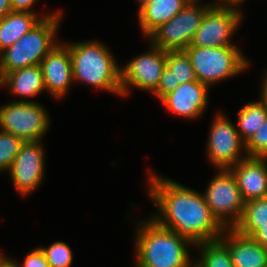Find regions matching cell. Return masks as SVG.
Wrapping results in <instances>:
<instances>
[{
	"mask_svg": "<svg viewBox=\"0 0 267 267\" xmlns=\"http://www.w3.org/2000/svg\"><path fill=\"white\" fill-rule=\"evenodd\" d=\"M148 175L151 186L147 192L159 210L151 218L193 246L220 238L226 228L212 214L204 195L172 179Z\"/></svg>",
	"mask_w": 267,
	"mask_h": 267,
	"instance_id": "1",
	"label": "cell"
},
{
	"mask_svg": "<svg viewBox=\"0 0 267 267\" xmlns=\"http://www.w3.org/2000/svg\"><path fill=\"white\" fill-rule=\"evenodd\" d=\"M139 226L135 233V267H194L187 249L193 244L188 239L151 217Z\"/></svg>",
	"mask_w": 267,
	"mask_h": 267,
	"instance_id": "2",
	"label": "cell"
},
{
	"mask_svg": "<svg viewBox=\"0 0 267 267\" xmlns=\"http://www.w3.org/2000/svg\"><path fill=\"white\" fill-rule=\"evenodd\" d=\"M73 80L121 95V67L108 48L97 41L68 44Z\"/></svg>",
	"mask_w": 267,
	"mask_h": 267,
	"instance_id": "3",
	"label": "cell"
},
{
	"mask_svg": "<svg viewBox=\"0 0 267 267\" xmlns=\"http://www.w3.org/2000/svg\"><path fill=\"white\" fill-rule=\"evenodd\" d=\"M62 13H51L28 33L0 53V79L9 72L40 65L43 58L58 44L54 40Z\"/></svg>",
	"mask_w": 267,
	"mask_h": 267,
	"instance_id": "4",
	"label": "cell"
},
{
	"mask_svg": "<svg viewBox=\"0 0 267 267\" xmlns=\"http://www.w3.org/2000/svg\"><path fill=\"white\" fill-rule=\"evenodd\" d=\"M184 51L191 61L197 80L208 87L242 73L249 64L237 46H189Z\"/></svg>",
	"mask_w": 267,
	"mask_h": 267,
	"instance_id": "5",
	"label": "cell"
},
{
	"mask_svg": "<svg viewBox=\"0 0 267 267\" xmlns=\"http://www.w3.org/2000/svg\"><path fill=\"white\" fill-rule=\"evenodd\" d=\"M191 0L168 22L160 25L147 38L158 48L169 51H184L188 48L200 27L206 10L212 5H199Z\"/></svg>",
	"mask_w": 267,
	"mask_h": 267,
	"instance_id": "6",
	"label": "cell"
},
{
	"mask_svg": "<svg viewBox=\"0 0 267 267\" xmlns=\"http://www.w3.org/2000/svg\"><path fill=\"white\" fill-rule=\"evenodd\" d=\"M49 123L46 110L35 101L18 100L0 107V130L12 133L23 142L41 141Z\"/></svg>",
	"mask_w": 267,
	"mask_h": 267,
	"instance_id": "7",
	"label": "cell"
},
{
	"mask_svg": "<svg viewBox=\"0 0 267 267\" xmlns=\"http://www.w3.org/2000/svg\"><path fill=\"white\" fill-rule=\"evenodd\" d=\"M218 172L203 195L218 221L225 228H233L243 214L245 200L231 170L218 169Z\"/></svg>",
	"mask_w": 267,
	"mask_h": 267,
	"instance_id": "8",
	"label": "cell"
},
{
	"mask_svg": "<svg viewBox=\"0 0 267 267\" xmlns=\"http://www.w3.org/2000/svg\"><path fill=\"white\" fill-rule=\"evenodd\" d=\"M236 128L223 114H216L206 148L208 159L217 169H230L247 157L240 154L245 143Z\"/></svg>",
	"mask_w": 267,
	"mask_h": 267,
	"instance_id": "9",
	"label": "cell"
},
{
	"mask_svg": "<svg viewBox=\"0 0 267 267\" xmlns=\"http://www.w3.org/2000/svg\"><path fill=\"white\" fill-rule=\"evenodd\" d=\"M241 10L211 5L205 12L190 46L223 47L235 46L230 37L241 22Z\"/></svg>",
	"mask_w": 267,
	"mask_h": 267,
	"instance_id": "10",
	"label": "cell"
},
{
	"mask_svg": "<svg viewBox=\"0 0 267 267\" xmlns=\"http://www.w3.org/2000/svg\"><path fill=\"white\" fill-rule=\"evenodd\" d=\"M166 67V51L153 45L150 51L137 56L121 68V95H128L129 87L154 92Z\"/></svg>",
	"mask_w": 267,
	"mask_h": 267,
	"instance_id": "11",
	"label": "cell"
},
{
	"mask_svg": "<svg viewBox=\"0 0 267 267\" xmlns=\"http://www.w3.org/2000/svg\"><path fill=\"white\" fill-rule=\"evenodd\" d=\"M44 149L41 141L24 142L14 159L9 174L21 195L34 191L44 178Z\"/></svg>",
	"mask_w": 267,
	"mask_h": 267,
	"instance_id": "12",
	"label": "cell"
},
{
	"mask_svg": "<svg viewBox=\"0 0 267 267\" xmlns=\"http://www.w3.org/2000/svg\"><path fill=\"white\" fill-rule=\"evenodd\" d=\"M56 44L40 63L45 89L55 98H62L74 81L68 43Z\"/></svg>",
	"mask_w": 267,
	"mask_h": 267,
	"instance_id": "13",
	"label": "cell"
},
{
	"mask_svg": "<svg viewBox=\"0 0 267 267\" xmlns=\"http://www.w3.org/2000/svg\"><path fill=\"white\" fill-rule=\"evenodd\" d=\"M208 90L209 87L199 81L185 82L165 95L161 102L168 111L178 116L197 118L207 107Z\"/></svg>",
	"mask_w": 267,
	"mask_h": 267,
	"instance_id": "14",
	"label": "cell"
},
{
	"mask_svg": "<svg viewBox=\"0 0 267 267\" xmlns=\"http://www.w3.org/2000/svg\"><path fill=\"white\" fill-rule=\"evenodd\" d=\"M230 170L245 202L267 197V158L246 157Z\"/></svg>",
	"mask_w": 267,
	"mask_h": 267,
	"instance_id": "15",
	"label": "cell"
},
{
	"mask_svg": "<svg viewBox=\"0 0 267 267\" xmlns=\"http://www.w3.org/2000/svg\"><path fill=\"white\" fill-rule=\"evenodd\" d=\"M219 239L228 247L234 267H267V249L253 238L226 228Z\"/></svg>",
	"mask_w": 267,
	"mask_h": 267,
	"instance_id": "16",
	"label": "cell"
},
{
	"mask_svg": "<svg viewBox=\"0 0 267 267\" xmlns=\"http://www.w3.org/2000/svg\"><path fill=\"white\" fill-rule=\"evenodd\" d=\"M8 87L15 96L34 97L45 89L40 65H32L6 73L0 79V86Z\"/></svg>",
	"mask_w": 267,
	"mask_h": 267,
	"instance_id": "17",
	"label": "cell"
},
{
	"mask_svg": "<svg viewBox=\"0 0 267 267\" xmlns=\"http://www.w3.org/2000/svg\"><path fill=\"white\" fill-rule=\"evenodd\" d=\"M191 0H152L138 13V21L144 36H149L163 23L179 13Z\"/></svg>",
	"mask_w": 267,
	"mask_h": 267,
	"instance_id": "18",
	"label": "cell"
},
{
	"mask_svg": "<svg viewBox=\"0 0 267 267\" xmlns=\"http://www.w3.org/2000/svg\"><path fill=\"white\" fill-rule=\"evenodd\" d=\"M50 15L46 14L39 18L35 13L12 11L4 16L0 20V53Z\"/></svg>",
	"mask_w": 267,
	"mask_h": 267,
	"instance_id": "19",
	"label": "cell"
},
{
	"mask_svg": "<svg viewBox=\"0 0 267 267\" xmlns=\"http://www.w3.org/2000/svg\"><path fill=\"white\" fill-rule=\"evenodd\" d=\"M237 131L241 140L246 143L265 122L267 118V103L264 100L249 102L237 113Z\"/></svg>",
	"mask_w": 267,
	"mask_h": 267,
	"instance_id": "20",
	"label": "cell"
},
{
	"mask_svg": "<svg viewBox=\"0 0 267 267\" xmlns=\"http://www.w3.org/2000/svg\"><path fill=\"white\" fill-rule=\"evenodd\" d=\"M258 223H267V197L245 202L243 214L233 229L250 237L258 229Z\"/></svg>",
	"mask_w": 267,
	"mask_h": 267,
	"instance_id": "21",
	"label": "cell"
},
{
	"mask_svg": "<svg viewBox=\"0 0 267 267\" xmlns=\"http://www.w3.org/2000/svg\"><path fill=\"white\" fill-rule=\"evenodd\" d=\"M197 247L202 253L194 267H234L228 247L220 239L202 242Z\"/></svg>",
	"mask_w": 267,
	"mask_h": 267,
	"instance_id": "22",
	"label": "cell"
},
{
	"mask_svg": "<svg viewBox=\"0 0 267 267\" xmlns=\"http://www.w3.org/2000/svg\"><path fill=\"white\" fill-rule=\"evenodd\" d=\"M166 66L173 72L175 85L198 81L191 61L185 51L166 52Z\"/></svg>",
	"mask_w": 267,
	"mask_h": 267,
	"instance_id": "23",
	"label": "cell"
},
{
	"mask_svg": "<svg viewBox=\"0 0 267 267\" xmlns=\"http://www.w3.org/2000/svg\"><path fill=\"white\" fill-rule=\"evenodd\" d=\"M23 141L12 133L0 131V171H8Z\"/></svg>",
	"mask_w": 267,
	"mask_h": 267,
	"instance_id": "24",
	"label": "cell"
},
{
	"mask_svg": "<svg viewBox=\"0 0 267 267\" xmlns=\"http://www.w3.org/2000/svg\"><path fill=\"white\" fill-rule=\"evenodd\" d=\"M49 267H70L73 260L71 248L61 241H56L49 247H40Z\"/></svg>",
	"mask_w": 267,
	"mask_h": 267,
	"instance_id": "25",
	"label": "cell"
},
{
	"mask_svg": "<svg viewBox=\"0 0 267 267\" xmlns=\"http://www.w3.org/2000/svg\"><path fill=\"white\" fill-rule=\"evenodd\" d=\"M247 157L267 158V118L258 132L245 143Z\"/></svg>",
	"mask_w": 267,
	"mask_h": 267,
	"instance_id": "26",
	"label": "cell"
},
{
	"mask_svg": "<svg viewBox=\"0 0 267 267\" xmlns=\"http://www.w3.org/2000/svg\"><path fill=\"white\" fill-rule=\"evenodd\" d=\"M177 86L175 85L173 72L166 66L160 76L159 84L153 93L161 100L165 95L174 91Z\"/></svg>",
	"mask_w": 267,
	"mask_h": 267,
	"instance_id": "27",
	"label": "cell"
},
{
	"mask_svg": "<svg viewBox=\"0 0 267 267\" xmlns=\"http://www.w3.org/2000/svg\"><path fill=\"white\" fill-rule=\"evenodd\" d=\"M19 267H49L46 257L40 248L31 250Z\"/></svg>",
	"mask_w": 267,
	"mask_h": 267,
	"instance_id": "28",
	"label": "cell"
},
{
	"mask_svg": "<svg viewBox=\"0 0 267 267\" xmlns=\"http://www.w3.org/2000/svg\"><path fill=\"white\" fill-rule=\"evenodd\" d=\"M250 237L267 249V223H258V229Z\"/></svg>",
	"mask_w": 267,
	"mask_h": 267,
	"instance_id": "29",
	"label": "cell"
},
{
	"mask_svg": "<svg viewBox=\"0 0 267 267\" xmlns=\"http://www.w3.org/2000/svg\"><path fill=\"white\" fill-rule=\"evenodd\" d=\"M13 11H21V12H31V7L36 3L37 0H10Z\"/></svg>",
	"mask_w": 267,
	"mask_h": 267,
	"instance_id": "30",
	"label": "cell"
},
{
	"mask_svg": "<svg viewBox=\"0 0 267 267\" xmlns=\"http://www.w3.org/2000/svg\"><path fill=\"white\" fill-rule=\"evenodd\" d=\"M219 1H221V0H219ZM219 1L217 2V4L216 3H214V4L212 3V5L218 6V7L233 8V9H236V10L239 9V7L237 5H239L240 3L245 2V0H222L220 3H219Z\"/></svg>",
	"mask_w": 267,
	"mask_h": 267,
	"instance_id": "31",
	"label": "cell"
},
{
	"mask_svg": "<svg viewBox=\"0 0 267 267\" xmlns=\"http://www.w3.org/2000/svg\"><path fill=\"white\" fill-rule=\"evenodd\" d=\"M12 11L10 0H0V20Z\"/></svg>",
	"mask_w": 267,
	"mask_h": 267,
	"instance_id": "32",
	"label": "cell"
},
{
	"mask_svg": "<svg viewBox=\"0 0 267 267\" xmlns=\"http://www.w3.org/2000/svg\"><path fill=\"white\" fill-rule=\"evenodd\" d=\"M0 267H19L18 263L13 261V259H9V257H4V254L0 256Z\"/></svg>",
	"mask_w": 267,
	"mask_h": 267,
	"instance_id": "33",
	"label": "cell"
},
{
	"mask_svg": "<svg viewBox=\"0 0 267 267\" xmlns=\"http://www.w3.org/2000/svg\"><path fill=\"white\" fill-rule=\"evenodd\" d=\"M264 81L262 83V88H261V99L264 100L267 103V71L266 74L264 73Z\"/></svg>",
	"mask_w": 267,
	"mask_h": 267,
	"instance_id": "34",
	"label": "cell"
},
{
	"mask_svg": "<svg viewBox=\"0 0 267 267\" xmlns=\"http://www.w3.org/2000/svg\"><path fill=\"white\" fill-rule=\"evenodd\" d=\"M152 0H138L139 4H140V8L139 10L147 3L151 2Z\"/></svg>",
	"mask_w": 267,
	"mask_h": 267,
	"instance_id": "35",
	"label": "cell"
}]
</instances>
